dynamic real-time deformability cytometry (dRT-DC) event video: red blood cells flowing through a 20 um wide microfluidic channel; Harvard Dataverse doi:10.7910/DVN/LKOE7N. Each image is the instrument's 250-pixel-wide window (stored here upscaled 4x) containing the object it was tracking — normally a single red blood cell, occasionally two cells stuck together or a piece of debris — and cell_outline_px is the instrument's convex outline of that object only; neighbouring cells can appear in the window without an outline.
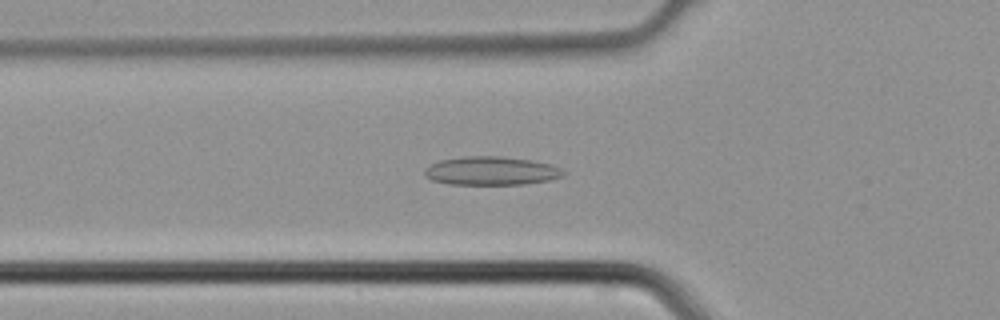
{"species": "common noctule bat (a hibernating species)", "species_latin": "Nyctalus noctula", "temperature_condition": "cold", "stored_images_in_passage": 37, "camera_frame_rate_fps": 3000, "um_per_image_px": 0.085, "animal": {"sex": "male", "body_mass_g": 21.5, "forearm_length_mm": 52.0}, "frame": {"image": 1, "passage_image": 8, "time_ms": 2.333, "image_size_px": [1000, 320], "cell_outline_px": [[568, 172], [564, 176], [548, 180], [524, 184], [448, 184], [432, 180], [424, 176], [424, 172], [432, 164], [440, 160], [464, 156], [500, 156], [532, 160], [552, 164]], "centroid_in_image_um": [41.8, 14.52], "position_along_channel_um": 84.0, "area_um2": 23.12}}
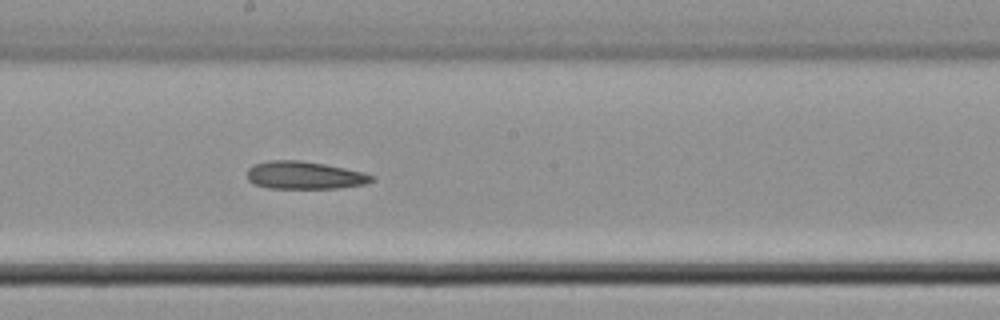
{"frame": {"image": 2, "passage_image": 17, "time_ms": 5.333, "image_size_px": [1000, 320], "cell_outline_px": [[376, 180], [364, 184], [340, 188], [268, 188], [256, 184], [248, 180], [248, 168], [252, 164], [268, 160], [300, 160], [324, 164], [364, 172], [376, 176]], "centroid_in_image_um": [25.91, 14.89], "position_along_channel_um": 222.3, "area_um2": 20.23}}
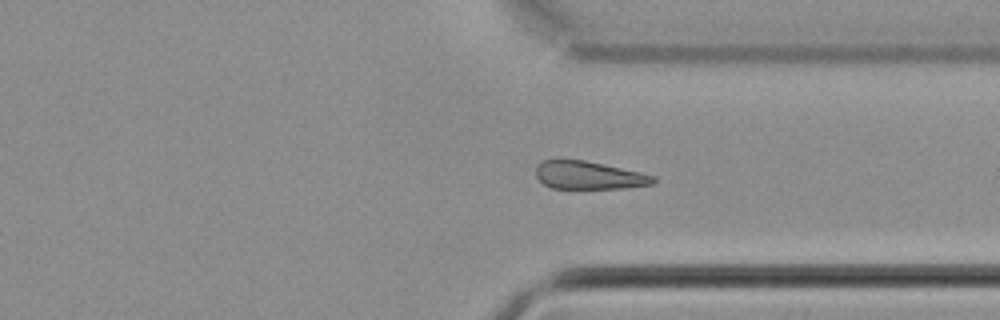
{"frame": {"image": 3, "passage_image": 26, "time_ms": 8.333, "image_size_px": [1000, 320], "cell_outline_px": [[656, 180], [652, 184], [628, 188], [552, 188], [544, 184], [536, 176], [536, 164], [544, 160], [584, 160], [604, 164], [640, 172], [656, 176]], "centroid_in_image_um": [50.06, 14.9], "position_along_channel_um": 361.3, "area_um2": 19.07}}